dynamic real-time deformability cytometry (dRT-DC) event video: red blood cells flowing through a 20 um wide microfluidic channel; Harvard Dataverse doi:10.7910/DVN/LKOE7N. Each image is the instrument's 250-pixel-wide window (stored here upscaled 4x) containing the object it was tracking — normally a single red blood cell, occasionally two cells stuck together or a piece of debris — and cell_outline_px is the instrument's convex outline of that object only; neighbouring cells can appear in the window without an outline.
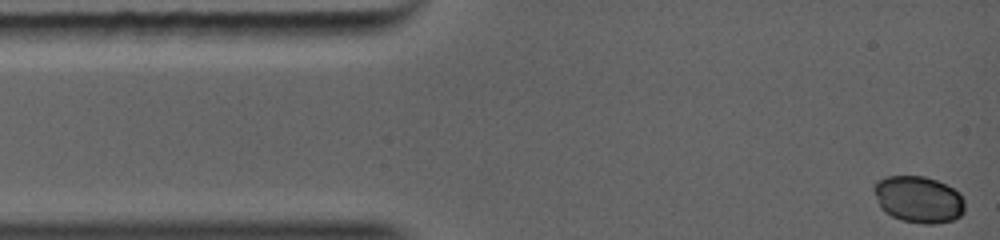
{"species": "common noctule bat (a hibernating species)", "species_latin": "Nyctalus noctula", "temperature_condition": "warm", "stored_images_in_passage": 59, "camera_frame_rate_fps": 5000, "um_per_image_px": 0.085, "animal": {"sex": "female", "body_mass_g": 19.0, "forearm_length_mm": 56.7}, "frame": {"image": 1, "passage_image": 1, "time_ms": 0.0, "image_size_px": [1000, 240], "cell_outline_px": [[964, 212], [960, 216], [952, 220], [932, 224], [924, 224], [900, 220], [884, 212], [880, 208], [872, 188], [876, 180], [884, 176], [924, 176], [936, 180], [960, 192], [964, 200]], "centroid_in_image_um": [78.04, 16.94], "position_along_channel_um": 7.0, "area_um2": 24.97}}
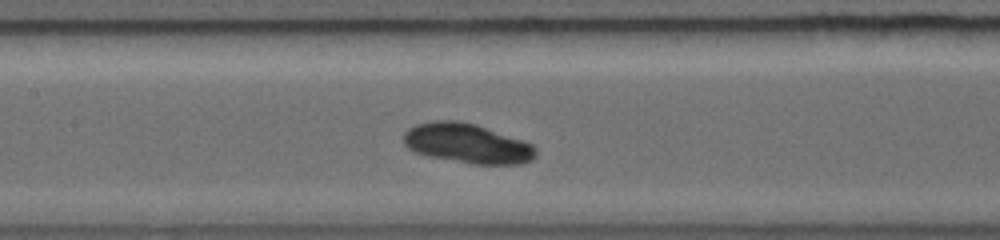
{"frame": {"image": 2, "passage_image": 34, "time_ms": 4.8, "image_size_px": [1000, 240], "cell_outline_px": [[536, 156], [532, 160], [524, 164], [472, 164], [428, 156], [416, 152], [408, 148], [404, 144], [404, 140], [408, 132], [412, 128], [424, 124], [472, 124], [532, 144], [536, 148]], "centroid_in_image_um": [39.83, 12.29], "position_along_channel_um": 167.6, "area_um2": 28.73}}
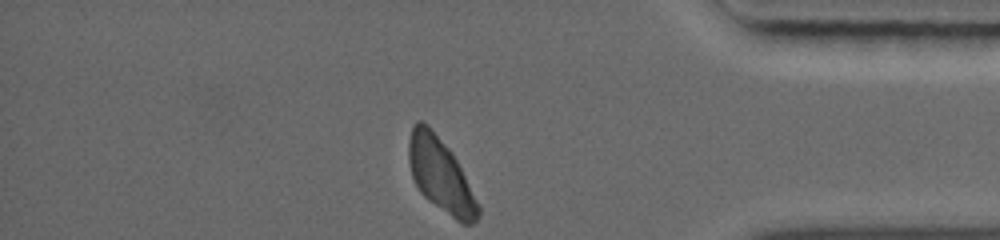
{"frame": {"image": 3, "passage_image": 59, "time_ms": 10.0, "image_size_px": [1000, 240], "cell_outline_px": [[480, 216], [472, 224], [464, 224], [456, 220], [424, 196], [420, 192], [412, 176], [408, 156], [408, 148], [412, 128], [420, 120], [436, 136], [456, 160], [480, 208]], "centroid_in_image_um": [37.45, 14.96], "position_along_channel_um": 397.8, "area_um2": 28.38}}